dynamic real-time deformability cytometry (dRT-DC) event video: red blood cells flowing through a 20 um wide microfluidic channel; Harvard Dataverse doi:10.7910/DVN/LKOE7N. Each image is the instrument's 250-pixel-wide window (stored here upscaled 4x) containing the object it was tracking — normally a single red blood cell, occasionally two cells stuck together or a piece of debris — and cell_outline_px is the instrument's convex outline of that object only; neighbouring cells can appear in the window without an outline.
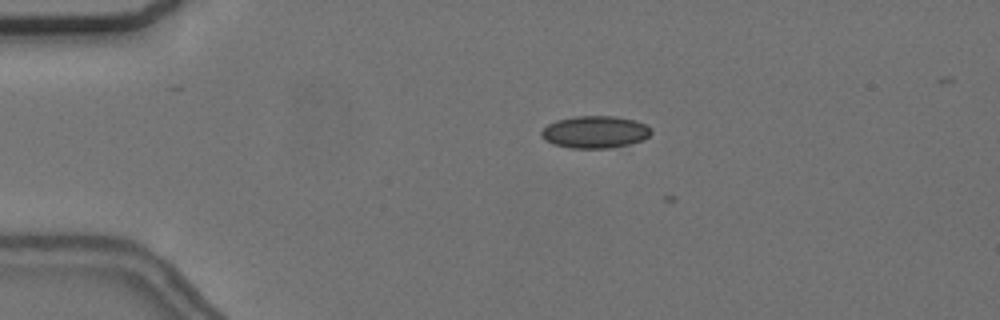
{"species": "common noctule bat (a hibernating species)", "species_latin": "Nyctalus noctula", "temperature_condition": "cold", "stored_images_in_passage": 9, "camera_frame_rate_fps": 3000, "um_per_image_px": 0.085, "animal": {"sex": "female", "body_mass_g": 24.6, "forearm_length_mm": 56.2}, "frame": {"image": 1, "passage_image": 5, "time_ms": 1.333, "image_size_px": [1000, 320], "cell_outline_px": [[652, 132], [644, 140], [612, 148], [568, 148], [552, 144], [544, 140], [540, 136], [540, 132], [548, 124], [556, 120], [576, 116], [616, 116], [636, 120], [648, 124], [652, 128]], "centroid_in_image_um": [50.59, 11.22], "position_along_channel_um": 34.4, "area_um2": 20.98}}